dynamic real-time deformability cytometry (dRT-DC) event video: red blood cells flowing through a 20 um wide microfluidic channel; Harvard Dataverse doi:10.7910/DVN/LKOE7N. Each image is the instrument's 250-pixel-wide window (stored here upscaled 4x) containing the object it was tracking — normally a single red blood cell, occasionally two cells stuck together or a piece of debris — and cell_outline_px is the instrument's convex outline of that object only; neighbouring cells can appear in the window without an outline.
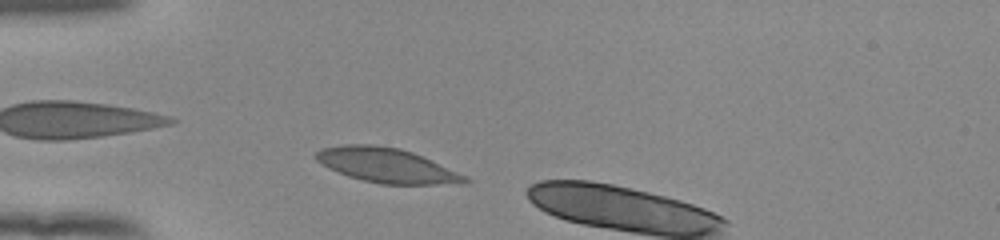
{"species": "human", "species_latin": "Homo sapiens", "temperature_condition": "room temperature", "stored_images_in_passage": 4, "camera_frame_rate_fps": 3000, "um_per_image_px": 0.085, "donor": {"sex": "female"}, "frame": {"image": 1, "passage_image": 2, "time_ms": 0.333, "image_size_px": [1000, 240], "cell_outline_px": [[472, 180], [464, 184], [380, 184], [348, 176], [328, 168], [316, 160], [316, 152], [320, 148], [344, 144], [372, 144], [400, 148], [412, 152], [468, 176]], "centroid_in_image_um": [32.89, 14.06], "position_along_channel_um": 52.1, "area_um2": 30.06}}